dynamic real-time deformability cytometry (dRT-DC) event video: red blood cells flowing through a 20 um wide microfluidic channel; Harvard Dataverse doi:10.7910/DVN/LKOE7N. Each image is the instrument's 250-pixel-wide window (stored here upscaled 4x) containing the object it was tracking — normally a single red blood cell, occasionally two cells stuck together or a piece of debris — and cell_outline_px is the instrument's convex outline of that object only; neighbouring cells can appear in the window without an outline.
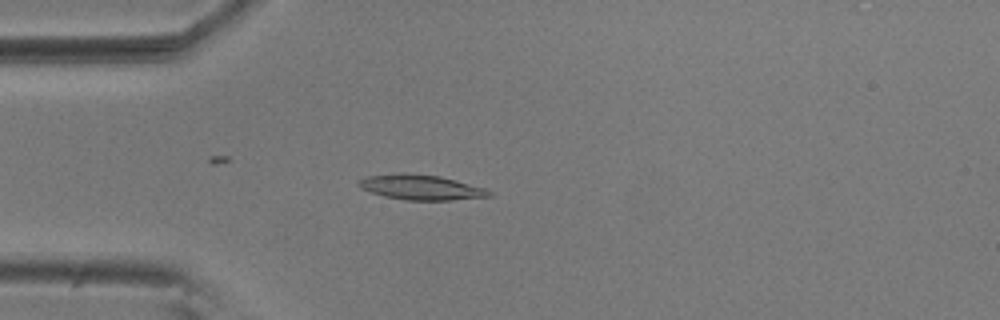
{"species": "common noctule bat (a hibernating species)", "species_latin": "Nyctalus noctula", "temperature_condition": "room temperature", "stored_images_in_passage": 36, "camera_frame_rate_fps": 3000, "um_per_image_px": 0.085, "animal": {"sex": "male", "body_mass_g": 20.5, "forearm_length_mm": 52.5}, "frame": {"image": 1, "passage_image": 4, "time_ms": 1.0, "image_size_px": [1000, 320], "cell_outline_px": [[492, 196], [452, 200], [404, 200], [384, 196], [360, 188], [356, 184], [364, 176], [400, 172], [440, 176], [484, 188], [492, 192]], "centroid_in_image_um": [35.73, 15.91], "position_along_channel_um": 49.3, "area_um2": 19.07}}
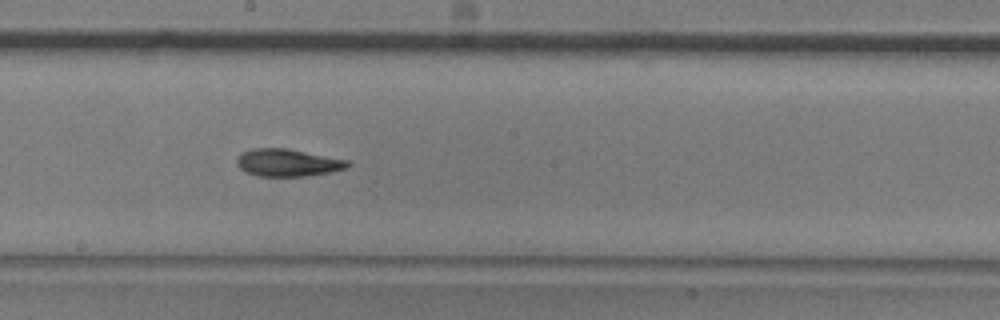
{"frame": {"image": 2, "passage_image": 19, "time_ms": 6.0, "image_size_px": [1000, 320], "cell_outline_px": [[352, 164], [348, 168], [332, 172], [304, 176], [256, 176], [240, 168], [236, 164], [236, 160], [240, 152], [252, 148], [288, 148], [348, 160]], "centroid_in_image_um": [24.46, 13.82], "position_along_channel_um": 223.7, "area_um2": 17.92}}
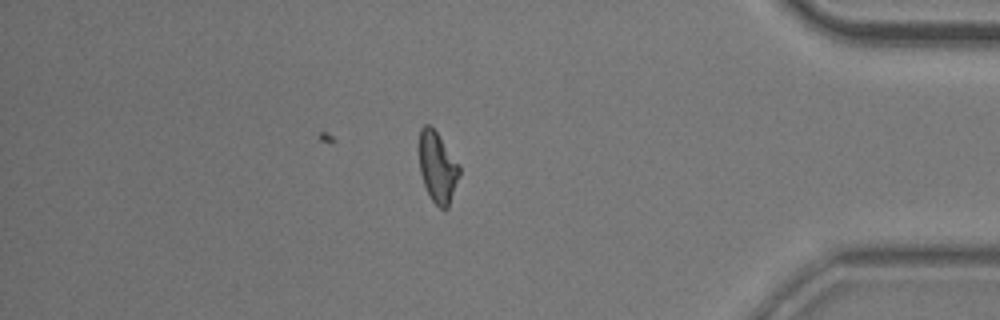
{"frame": {"image": 3, "passage_image": 36, "time_ms": 11.667, "image_size_px": [1000, 320], "cell_outline_px": [[460, 176], [448, 208], [444, 212], [432, 200], [424, 184], [420, 172], [420, 128], [424, 124], [428, 124], [436, 132], [460, 164]], "centroid_in_image_um": [37.22, 14.25], "position_along_channel_um": 398.0, "area_um2": 16.53}, "authors_computed_cell_mechanics": {"area_um2": 17.3111, "velocity_mm_per_s": 3.6967, "shape_relaxation_time_tau1_ms": 7.8656, "shape_relaxation_time_tau2_ms": 5.6477, "deformation_change_tau1": 0.2011, "deformation_change_tau2": 0.1355}}